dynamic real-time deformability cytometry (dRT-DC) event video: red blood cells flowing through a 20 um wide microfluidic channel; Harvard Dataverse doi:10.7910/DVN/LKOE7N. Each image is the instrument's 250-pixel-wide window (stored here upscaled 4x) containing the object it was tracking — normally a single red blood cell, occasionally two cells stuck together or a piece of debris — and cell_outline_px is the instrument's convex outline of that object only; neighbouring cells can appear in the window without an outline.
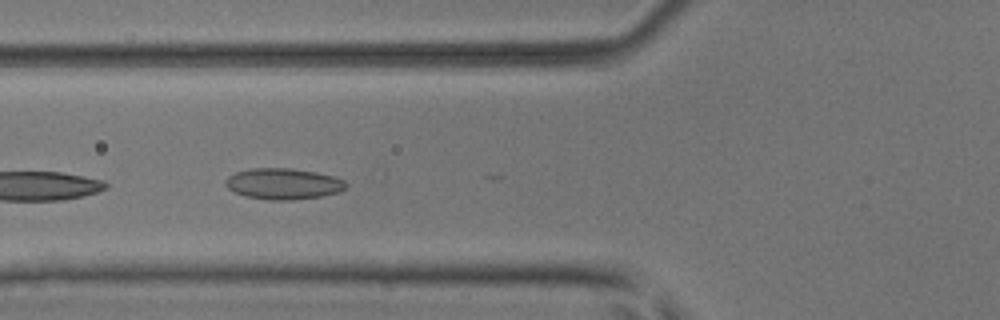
{"species": "common noctule bat (a hibernating species)", "species_latin": "Nyctalus noctula", "temperature_condition": "room temperature", "stored_images_in_passage": 21, "camera_frame_rate_fps": 3000, "um_per_image_px": 0.085, "animal": {"sex": "male", "body_mass_g": 17.9, "forearm_length_mm": 54.2}, "frame": {"image": 1, "passage_image": 18, "time_ms": 5.667, "image_size_px": [1000, 320], "cell_outline_px": [[348, 188], [340, 192], [320, 196], [292, 200], [268, 200], [244, 196], [228, 188], [224, 184], [224, 180], [228, 176], [236, 172], [252, 168], [292, 168], [316, 172], [332, 176], [344, 180], [348, 184]], "centroid_in_image_um": [24.09, 15.62], "position_along_channel_um": 101.7, "area_um2": 21.96}}
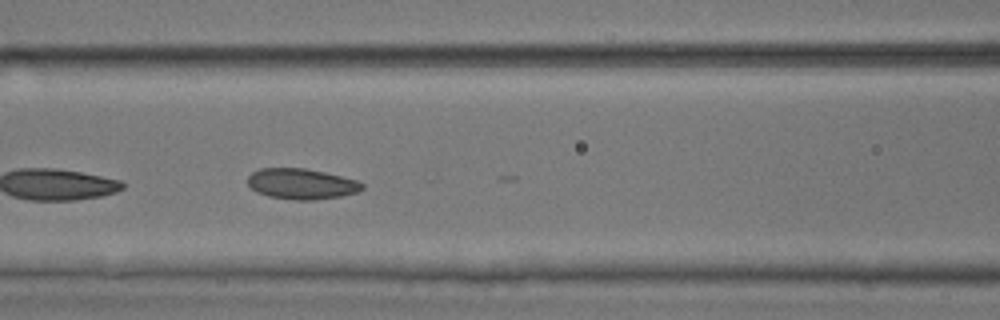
{"frame": {"image": 2, "passage_image": 21, "time_ms": 6.667, "image_size_px": [1000, 320], "cell_outline_px": [[364, 188], [356, 192], [340, 196], [312, 200], [296, 200], [268, 196], [256, 192], [248, 184], [248, 176], [252, 172], [260, 168], [304, 168], [324, 172], [356, 180], [364, 184]], "centroid_in_image_um": [25.6, 15.62], "position_along_channel_um": 141.0, "area_um2": 20.29}}